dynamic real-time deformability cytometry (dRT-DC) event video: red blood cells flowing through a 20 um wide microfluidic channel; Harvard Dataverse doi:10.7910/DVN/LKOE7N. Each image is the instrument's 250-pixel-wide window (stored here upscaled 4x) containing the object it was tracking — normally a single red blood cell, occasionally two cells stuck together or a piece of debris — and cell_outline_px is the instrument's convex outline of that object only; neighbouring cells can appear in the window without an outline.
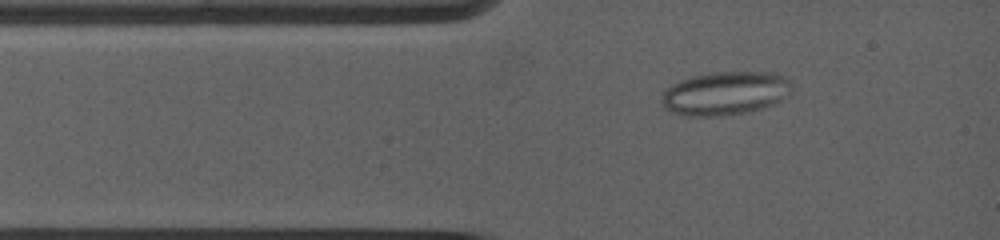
{"species": "common noctule bat (a hibernating species)", "species_latin": "Nyctalus noctula", "temperature_condition": "warm", "stored_images_in_passage": 73, "camera_frame_rate_fps": 5000, "um_per_image_px": 0.085, "animal": {"sex": "female", "body_mass_g": 19.0, "forearm_length_mm": 53.3}, "frame": {"image": 1, "passage_image": 3, "time_ms": 0.4, "image_size_px": [1000, 240], "cell_outline_px": [[792, 92], [788, 96], [776, 104], [748, 112], [720, 116], [688, 116], [672, 112], [664, 108], [660, 96], [672, 84], [680, 80], [692, 76], [712, 72], [776, 72], [784, 76], [792, 84]], "centroid_in_image_um": [61.68, 7.93], "position_along_channel_um": 23.3, "area_um2": 33.41}}
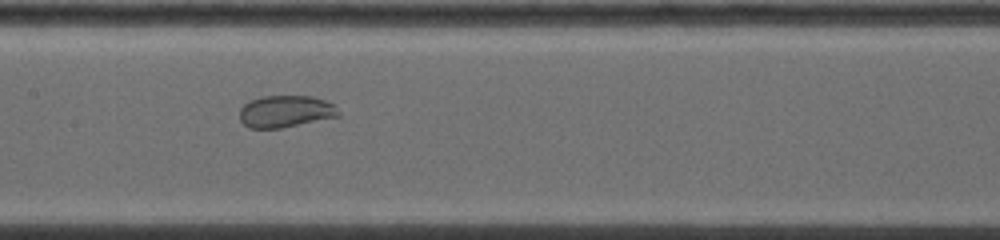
{"frame": {"image": 2, "passage_image": 27, "time_ms": 4.8, "image_size_px": [1000, 240], "cell_outline_px": [[340, 116], [280, 128], [248, 128], [240, 120], [240, 108], [244, 104], [260, 96], [312, 96], [324, 100], [332, 104], [340, 112]], "centroid_in_image_um": [24.26, 9.47], "position_along_channel_um": 183.1, "area_um2": 18.32}}
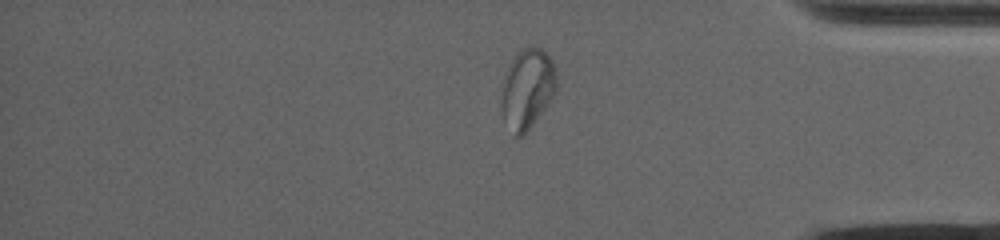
{"frame": {"image": 3, "passage_image": 60, "time_ms": 10.6, "image_size_px": [1000, 240], "cell_outline_px": [[556, 88], [552, 96], [544, 108], [532, 124], [520, 136], [516, 136], [500, 112], [500, 104], [504, 76], [508, 64], [516, 52], [524, 48], [540, 48], [552, 60], [556, 72]], "centroid_in_image_um": [44.79, 7.5], "position_along_channel_um": 390.4, "area_um2": 25.14}}